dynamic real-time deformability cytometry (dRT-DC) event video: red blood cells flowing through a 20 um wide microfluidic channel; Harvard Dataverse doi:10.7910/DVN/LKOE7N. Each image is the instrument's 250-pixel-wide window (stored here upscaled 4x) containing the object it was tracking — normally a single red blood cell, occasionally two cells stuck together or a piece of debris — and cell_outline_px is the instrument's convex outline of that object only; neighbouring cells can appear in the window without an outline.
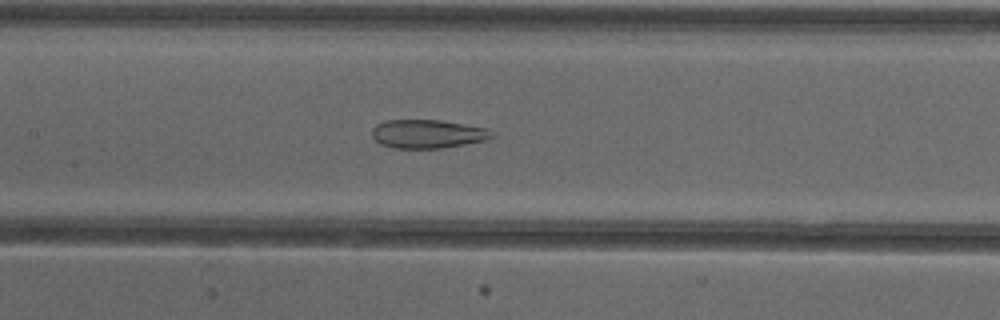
{"species": "common noctule bat (a hibernating species)", "species_latin": "Nyctalus noctula", "temperature_condition": "cold", "stored_images_in_passage": 52, "camera_frame_rate_fps": 3000, "um_per_image_px": 0.085, "animal": {"sex": "female"}, "frame": {"image": 1, "passage_image": 25, "time_ms": 8.0, "image_size_px": [1000, 320], "cell_outline_px": [[496, 132], [492, 136], [484, 140], [444, 148], [392, 148], [380, 144], [372, 136], [372, 128], [376, 124], [384, 120], [440, 120], [488, 128]], "centroid_in_image_um": [36.33, 11.38], "position_along_channel_um": 171.1, "area_um2": 20.06}}
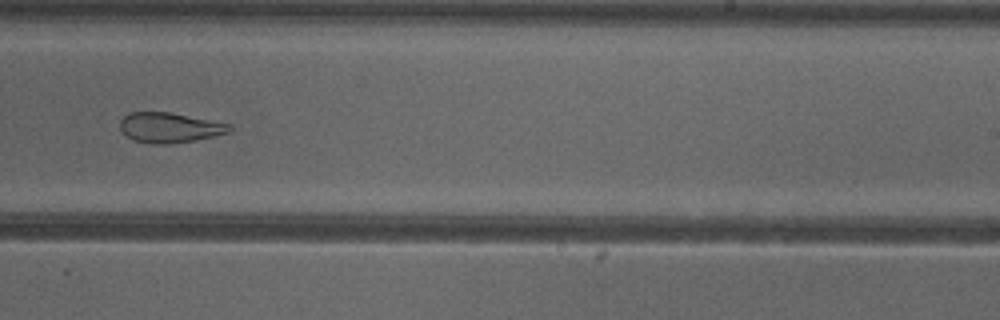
{"frame": {"image": 2, "passage_image": 33, "time_ms": 10.667, "image_size_px": [1000, 320], "cell_outline_px": [[232, 128], [228, 132], [196, 140], [168, 144], [152, 144], [132, 140], [120, 128], [120, 120], [128, 112], [168, 112], [232, 124]], "centroid_in_image_um": [14.4, 10.84], "position_along_channel_um": 274.6, "area_um2": 19.07}}
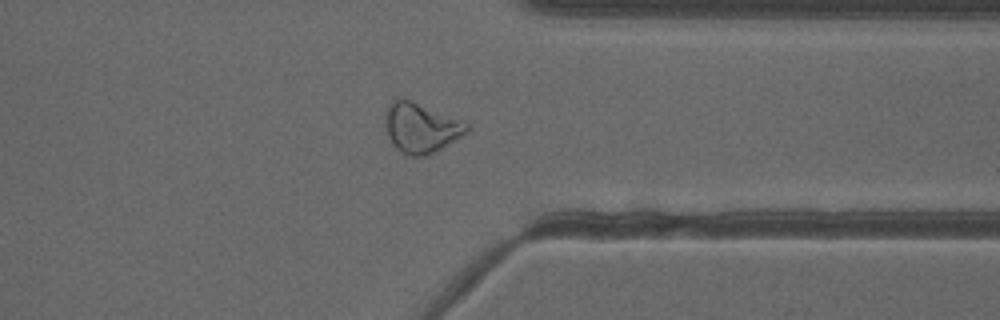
{"frame": {"image": 3, "passage_image": 41, "time_ms": 13.333, "image_size_px": [1000, 320], "cell_outline_px": [[468, 132], [436, 152], [428, 156], [412, 156], [400, 152], [392, 144], [388, 136], [384, 116], [388, 104], [392, 100], [408, 100], [464, 120], [468, 124]], "centroid_in_image_um": [35.79, 10.89], "position_along_channel_um": 375.6, "area_um2": 23.64}, "authors_computed_cell_mechanics": {"area_um2": 25.432, "velocity_mm_per_s": 3.9008, "shape_relaxation_time_tau1_ms": null, "shape_relaxation_time_tau2_ms": 2.0175, "deformation_change_tau1": null, "deformation_change_tau2": 0.1015}}